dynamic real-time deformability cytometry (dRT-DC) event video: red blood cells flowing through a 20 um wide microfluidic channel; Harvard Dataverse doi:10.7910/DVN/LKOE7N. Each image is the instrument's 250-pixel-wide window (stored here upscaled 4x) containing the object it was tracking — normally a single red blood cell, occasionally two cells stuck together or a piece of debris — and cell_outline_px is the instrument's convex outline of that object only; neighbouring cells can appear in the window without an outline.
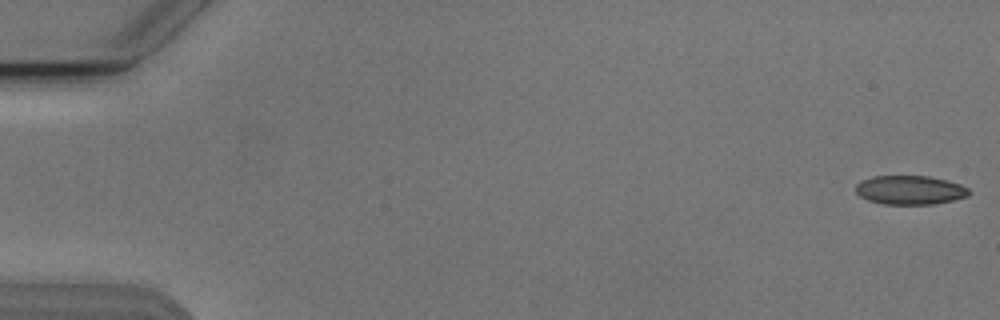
{"species": "Egyptian fruit bat (a non-hibernating species)", "species_latin": "Rousettus aegyptiacus", "temperature_condition": "cold", "stored_images_in_passage": 9, "camera_frame_rate_fps": 3000, "um_per_image_px": 0.085, "animal": {"sex": "male"}, "frame": {"image": 1, "passage_image": 1, "time_ms": 0.0, "image_size_px": [1000, 320], "cell_outline_px": [[972, 192], [968, 196], [936, 204], [884, 204], [868, 200], [860, 196], [856, 192], [856, 184], [860, 180], [872, 176], [928, 176], [948, 180], [960, 184], [968, 188]], "centroid_in_image_um": [77.36, 16.15], "position_along_channel_um": 7.6, "area_um2": 19.25}}